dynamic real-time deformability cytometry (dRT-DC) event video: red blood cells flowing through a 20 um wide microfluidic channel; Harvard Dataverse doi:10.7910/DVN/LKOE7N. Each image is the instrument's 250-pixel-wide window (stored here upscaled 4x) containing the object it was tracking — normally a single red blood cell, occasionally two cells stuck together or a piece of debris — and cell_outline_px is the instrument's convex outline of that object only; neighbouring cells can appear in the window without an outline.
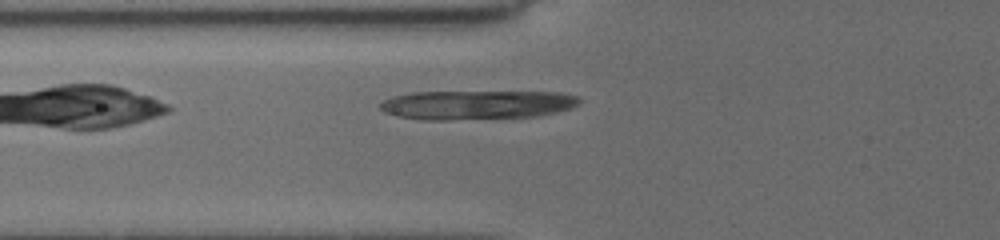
{"species": "common noctule bat (a hibernating species)", "species_latin": "Nyctalus noctula", "temperature_condition": "cold", "stored_images_in_passage": 4, "camera_frame_rate_fps": 3000, "um_per_image_px": 0.085, "animal": {"sex": "female", "body_mass_g": 19.5, "forearm_length_mm": 54.1}, "frame": {"image": 1, "passage_image": 4, "time_ms": 1.667, "image_size_px": [1000, 240], "cell_outline_px": [[580, 104], [572, 108], [540, 116], [448, 120], [420, 120], [396, 116], [384, 112], [380, 108], [380, 104], [384, 100], [392, 96], [412, 92], [560, 92], [580, 96]], "centroid_in_image_um": [40.54, 8.91], "position_along_channel_um": 85.3, "area_um2": 34.1}}